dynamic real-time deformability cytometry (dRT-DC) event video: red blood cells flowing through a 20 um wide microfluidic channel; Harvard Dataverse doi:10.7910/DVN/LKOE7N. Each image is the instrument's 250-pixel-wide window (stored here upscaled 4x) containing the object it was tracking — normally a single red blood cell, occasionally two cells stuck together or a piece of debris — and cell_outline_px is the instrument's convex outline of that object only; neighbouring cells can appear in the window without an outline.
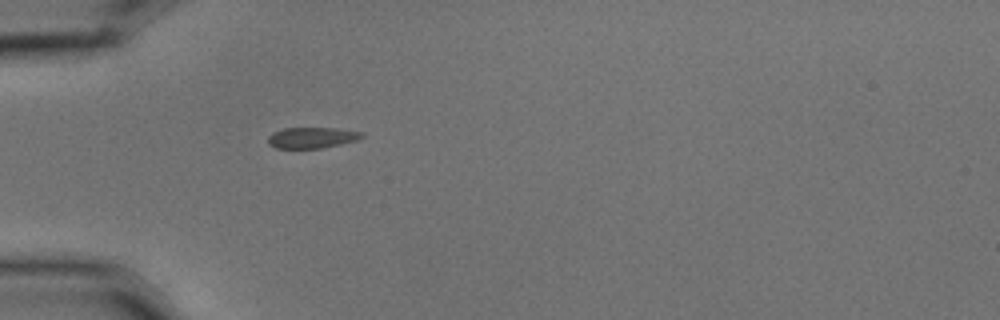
{"species": "common noctule bat (a hibernating species)", "species_latin": "Nyctalus noctula", "temperature_condition": "cold", "stored_images_in_passage": 1, "camera_frame_rate_fps": 3000, "um_per_image_px": 0.085, "animal": {"sex": "male", "body_mass_g": 15.6}, "frame": {"image": 1, "passage_image": 1, "time_ms": 0.0, "image_size_px": [1000, 320], "cell_outline_px": [[364, 136], [356, 140], [340, 144], [320, 148], [276, 148], [268, 144], [268, 136], [272, 132], [284, 128], [336, 128], [364, 132]], "centroid_in_image_um": [26.5, 11.69], "position_along_channel_um": 58.5, "area_um2": 11.44}}